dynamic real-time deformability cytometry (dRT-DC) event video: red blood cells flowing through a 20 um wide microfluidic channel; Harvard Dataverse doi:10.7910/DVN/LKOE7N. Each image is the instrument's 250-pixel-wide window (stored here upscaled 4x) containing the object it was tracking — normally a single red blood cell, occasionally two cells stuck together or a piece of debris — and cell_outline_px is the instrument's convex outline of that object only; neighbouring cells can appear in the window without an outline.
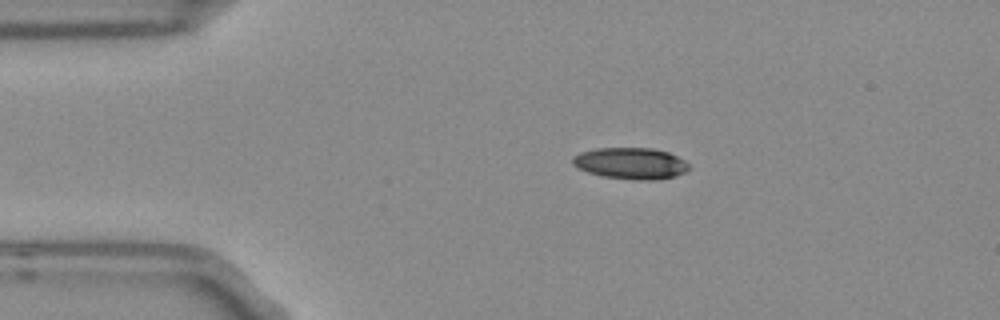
{"species": "Egyptian fruit bat (a non-hibernating species)", "species_latin": "Rousettus aegyptiacus", "temperature_condition": "room temperature", "stored_images_in_passage": 3, "camera_frame_rate_fps": 3000, "um_per_image_px": 0.085, "frame": {"image": 1, "passage_image": 1, "time_ms": 0.0, "image_size_px": [1000, 320], "cell_outline_px": [[688, 168], [684, 172], [676, 176], [652, 180], [640, 180], [604, 176], [588, 172], [572, 164], [572, 156], [580, 152], [596, 148], [652, 148], [668, 152], [684, 160], [688, 164]], "centroid_in_image_um": [53.59, 13.87], "position_along_channel_um": 31.4, "area_um2": 21.1}}
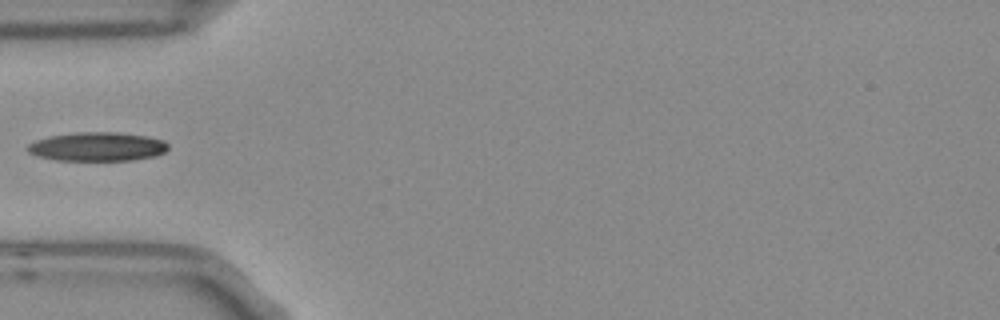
{"frame": {"image": 2, "passage_image": 3, "time_ms": 0.667, "image_size_px": [1000, 320], "cell_outline_px": [[168, 148], [164, 152], [156, 156], [132, 160], [56, 160], [36, 156], [28, 152], [24, 148], [28, 144], [36, 140], [48, 136], [76, 132], [120, 132], [148, 136], [164, 140], [168, 144]], "centroid_in_image_um": [8.26, 12.46], "position_along_channel_um": 76.7, "area_um2": 23.93}}